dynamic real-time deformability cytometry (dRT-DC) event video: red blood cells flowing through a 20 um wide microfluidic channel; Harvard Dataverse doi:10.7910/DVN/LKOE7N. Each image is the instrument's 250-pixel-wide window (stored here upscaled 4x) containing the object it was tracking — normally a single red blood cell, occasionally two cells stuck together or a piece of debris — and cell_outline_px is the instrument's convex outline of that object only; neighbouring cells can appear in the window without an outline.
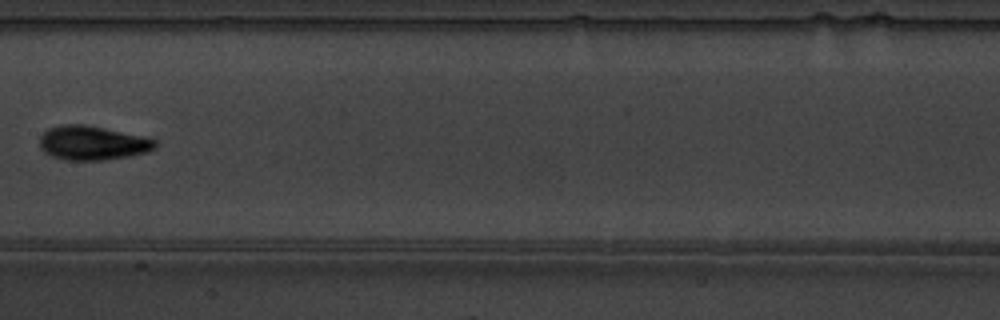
{"species": "common noctule bat (a hibernating species)", "species_latin": "Nyctalus noctula", "temperature_condition": "warm", "stored_images_in_passage": 11, "camera_frame_rate_fps": 3000, "um_per_image_px": 0.085, "animal": {"sex": "male", "body_mass_g": 19.5, "forearm_length_mm": 54.6}, "frame": {"image": 1, "passage_image": 8, "time_ms": 2.333, "image_size_px": [1000, 320], "cell_outline_px": [[156, 148], [148, 152], [132, 156], [104, 160], [64, 160], [52, 156], [44, 152], [40, 148], [40, 136], [48, 128], [64, 124], [80, 124], [104, 128], [144, 136], [156, 140]], "centroid_in_image_um": [7.87, 12.16], "position_along_channel_um": 199.5, "area_um2": 23.12}}
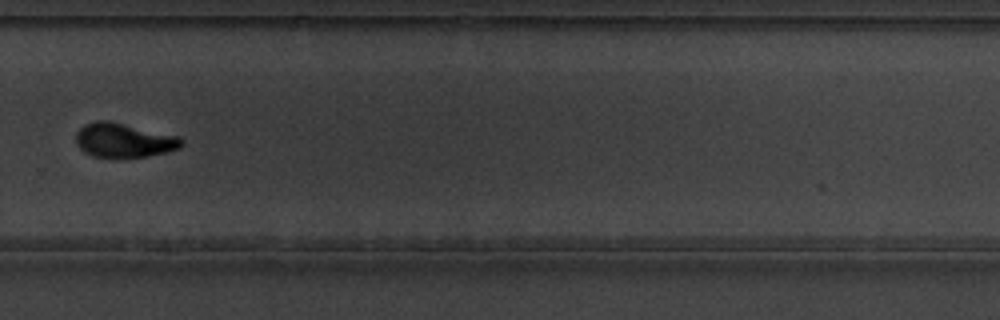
{"frame": {"image": 2, "passage_image": 11, "time_ms": 3.333, "image_size_px": [1000, 320], "cell_outline_px": [[184, 144], [180, 148], [168, 152], [148, 156], [92, 156], [84, 152], [76, 144], [76, 132], [84, 124], [96, 120], [108, 120], [180, 136], [184, 140]], "centroid_in_image_um": [10.55, 11.9], "position_along_channel_um": 319.2, "area_um2": 21.1}}